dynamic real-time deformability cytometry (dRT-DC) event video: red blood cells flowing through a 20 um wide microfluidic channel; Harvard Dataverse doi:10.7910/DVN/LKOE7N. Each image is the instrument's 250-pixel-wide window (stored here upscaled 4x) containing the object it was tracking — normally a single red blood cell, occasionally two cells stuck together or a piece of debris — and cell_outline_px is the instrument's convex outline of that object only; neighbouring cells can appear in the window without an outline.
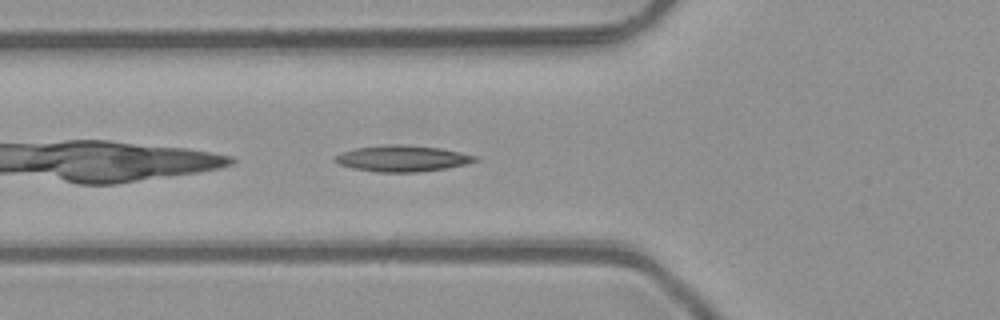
{"species": "common noctule bat (a hibernating species)", "species_latin": "Nyctalus noctula", "temperature_condition": "room temperature", "stored_images_in_passage": 30, "camera_frame_rate_fps": 3000, "um_per_image_px": 0.085, "animal": {"sex": "male", "body_mass_g": 23.1, "forearm_length_mm": 52.7}, "frame": {"image": 1, "passage_image": 3, "time_ms": 0.667, "image_size_px": [1000, 320], "cell_outline_px": [[480, 160], [464, 164], [444, 168], [416, 172], [376, 172], [352, 168], [340, 164], [332, 160], [340, 152], [356, 148], [384, 144], [400, 144], [440, 148], [460, 152], [476, 156]], "centroid_in_image_um": [34.15, 13.46], "position_along_channel_um": 91.6, "area_um2": 21.27}}
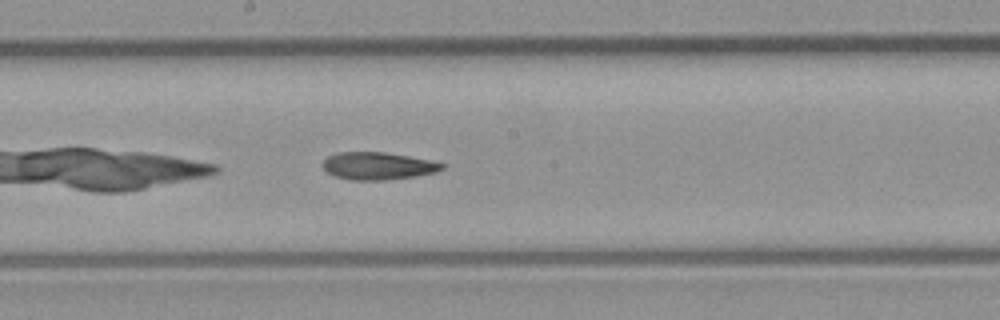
{"frame": {"image": 2, "passage_image": 12, "time_ms": 3.667, "image_size_px": [1000, 320], "cell_outline_px": [[448, 164], [444, 168], [436, 172], [416, 176], [388, 180], [348, 180], [336, 176], [328, 172], [324, 168], [324, 160], [328, 156], [336, 152], [384, 152], [432, 160]], "centroid_in_image_um": [32.18, 14.1], "position_along_channel_um": 216.0, "area_um2": 19.19}}
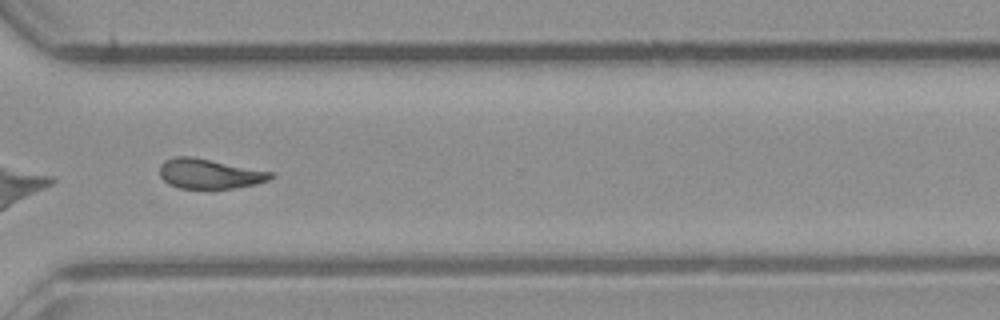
{"frame": {"image": 3, "passage_image": 22, "time_ms": 7.0, "image_size_px": [1000, 320], "cell_outline_px": [[272, 176], [268, 180], [256, 184], [232, 188], [180, 188], [168, 184], [160, 176], [160, 164], [164, 160], [176, 156], [192, 156], [272, 172]], "centroid_in_image_um": [17.75, 14.76], "position_along_channel_um": 352.8, "area_um2": 19.13}, "authors_computed_cell_mechanics": {"area_um2": 19.3341, "velocity_mm_per_s": 4.1199, "shape_relaxation_time_tau1_ms": null, "shape_relaxation_time_tau2_ms": 2.3407, "deformation_change_tau1": null, "deformation_change_tau2": 0.0987}}